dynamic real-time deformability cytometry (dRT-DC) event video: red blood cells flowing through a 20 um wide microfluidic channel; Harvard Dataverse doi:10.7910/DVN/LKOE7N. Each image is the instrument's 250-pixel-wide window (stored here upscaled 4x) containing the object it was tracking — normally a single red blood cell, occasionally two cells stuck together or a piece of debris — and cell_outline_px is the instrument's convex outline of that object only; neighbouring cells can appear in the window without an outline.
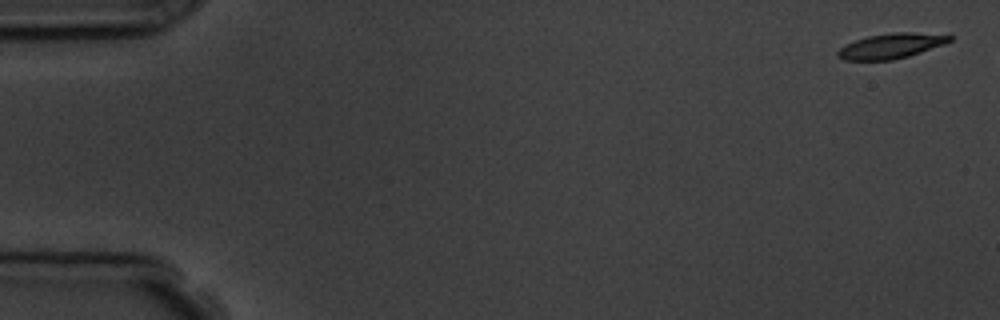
{"species": "common noctule bat (a hibernating species)", "species_latin": "Nyctalus noctula", "temperature_condition": "room temperature", "stored_images_in_passage": 2, "camera_frame_rate_fps": 3000, "um_per_image_px": 0.085, "animal": {"sex": "male", "body_mass_g": 19.5, "forearm_length_mm": 54.6}, "frame": {"image": 1, "passage_image": 1, "time_ms": 0.0, "image_size_px": [1000, 320], "cell_outline_px": [[956, 36], [952, 40], [944, 44], [908, 56], [892, 60], [844, 60], [836, 56], [836, 52], [844, 44], [868, 36], [896, 32], [912, 32]], "centroid_in_image_um": [75.72, 3.9], "position_along_channel_um": 9.3, "area_um2": 16.3}}